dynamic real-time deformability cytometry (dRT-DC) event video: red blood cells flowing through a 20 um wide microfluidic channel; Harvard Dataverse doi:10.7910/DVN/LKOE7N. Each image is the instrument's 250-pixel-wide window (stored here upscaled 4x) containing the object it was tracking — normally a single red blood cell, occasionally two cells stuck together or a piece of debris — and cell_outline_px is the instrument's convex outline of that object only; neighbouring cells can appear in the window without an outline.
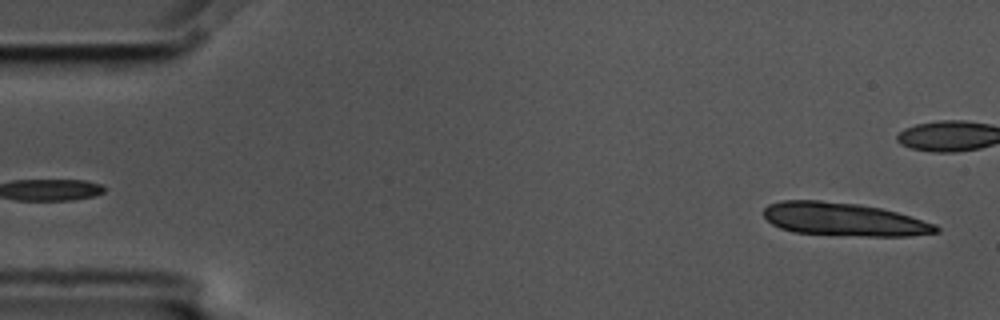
{"species": "common noctule bat (a hibernating species)", "species_latin": "Nyctalus noctula", "temperature_condition": "cold", "stored_images_in_passage": 4, "segment_of_instrument_passage": [2, 2], "camera_frame_rate_fps": 3000, "um_per_image_px": 0.085, "animal": {"sex": "male", "body_mass_g": 17.5, "forearm_length_mm": 52.3}, "frame": {"image": 1, "passage_image": 4, "time_ms": 1.0, "image_size_px": [1000, 320], "cell_outline_px": [[940, 232], [908, 236], [868, 236], [792, 232], [780, 228], [772, 224], [764, 216], [764, 208], [768, 204], [780, 200], [820, 200], [860, 204], [880, 208], [896, 212], [936, 224], [940, 228]], "centroid_in_image_um": [71.71, 18.64], "position_along_channel_um": 13.3, "area_um2": 33.29}}